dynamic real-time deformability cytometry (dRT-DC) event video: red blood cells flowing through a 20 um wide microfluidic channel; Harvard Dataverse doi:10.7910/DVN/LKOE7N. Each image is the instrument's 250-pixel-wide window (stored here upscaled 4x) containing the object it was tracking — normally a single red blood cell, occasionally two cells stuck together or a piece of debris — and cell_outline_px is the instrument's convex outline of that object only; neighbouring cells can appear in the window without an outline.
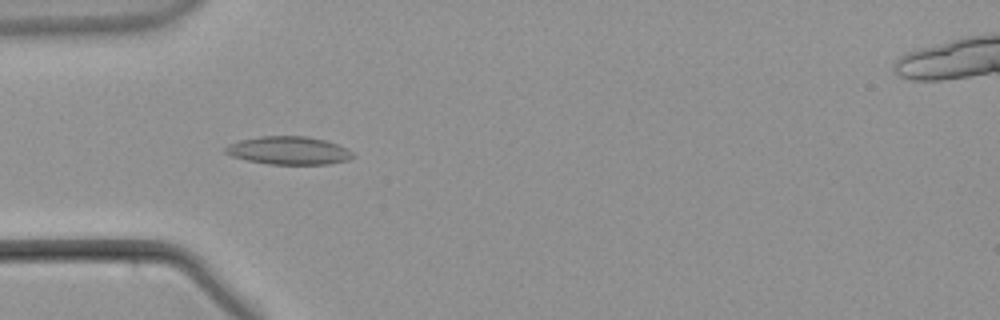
{"species": "common noctule bat (a hibernating species)", "species_latin": "Nyctalus noctula", "temperature_condition": "warm", "stored_images_in_passage": 58, "camera_frame_rate_fps": 3000, "um_per_image_px": 0.085, "animal": {"sex": "male", "body_mass_g": 21.5, "forearm_length_mm": 52.0}, "frame": {"image": 1, "passage_image": 19, "time_ms": 6.0, "image_size_px": [1000, 320], "cell_outline_px": [[356, 156], [348, 160], [328, 164], [268, 164], [248, 160], [232, 156], [224, 152], [224, 148], [228, 144], [240, 140], [260, 136], [304, 136], [324, 140], [336, 144], [352, 152]], "centroid_in_image_um": [24.51, 12.79], "position_along_channel_um": 60.5, "area_um2": 20.69}}
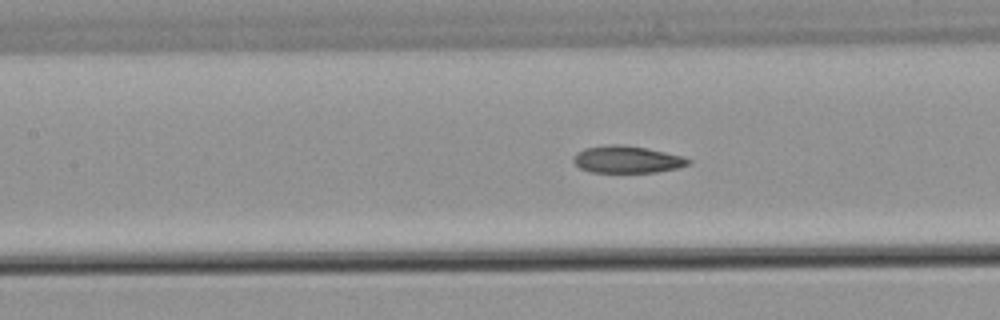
{"frame": {"image": 2, "passage_image": 27, "time_ms": 8.667, "image_size_px": [1000, 320], "cell_outline_px": [[692, 160], [688, 164], [680, 168], [656, 172], [592, 172], [580, 168], [572, 160], [576, 152], [584, 148], [612, 144], [620, 144], [644, 148], [684, 156]], "centroid_in_image_um": [53.3, 13.55], "position_along_channel_um": 154.1, "area_um2": 18.09}}
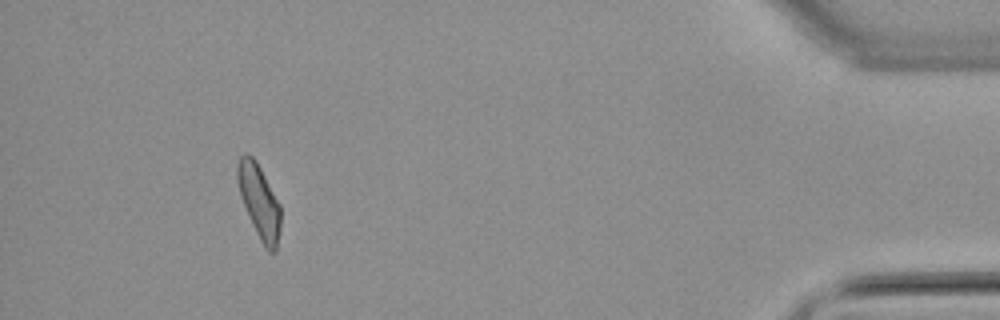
{"frame": {"image": 3, "passage_image": 54, "time_ms": 17.667, "image_size_px": [1000, 320], "cell_outline_px": [[280, 228], [276, 252], [268, 252], [264, 248], [252, 224], [240, 196], [236, 180], [236, 164], [240, 156], [244, 152], [248, 152], [256, 160], [280, 204]], "centroid_in_image_um": [22.01, 17.09], "position_along_channel_um": 413.2, "area_um2": 18.79}}